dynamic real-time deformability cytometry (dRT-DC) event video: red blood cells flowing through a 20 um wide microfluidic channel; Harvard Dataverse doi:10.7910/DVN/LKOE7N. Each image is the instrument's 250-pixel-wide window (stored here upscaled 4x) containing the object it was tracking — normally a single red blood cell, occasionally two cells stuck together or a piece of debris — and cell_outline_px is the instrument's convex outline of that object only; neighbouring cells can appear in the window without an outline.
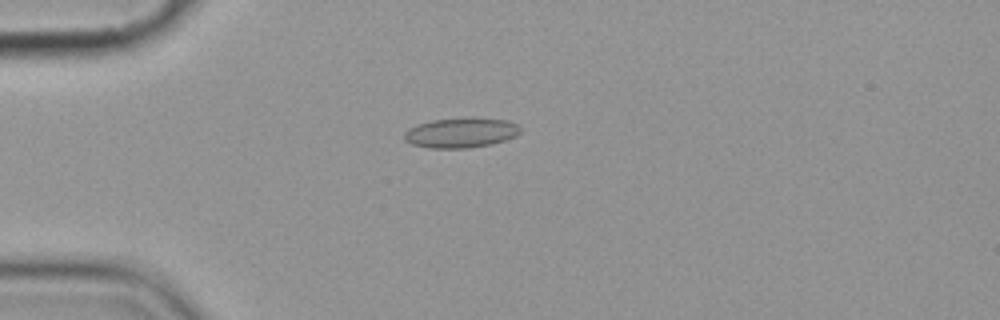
{"species": "common noctule bat (a hibernating species)", "species_latin": "Nyctalus noctula", "temperature_condition": "cold", "stored_images_in_passage": 7, "camera_frame_rate_fps": 3000, "um_per_image_px": 0.085, "animal": {"sex": "female", "body_mass_g": 19.9}, "frame": {"image": 1, "passage_image": 5, "time_ms": 4.667, "image_size_px": [1000, 320], "cell_outline_px": [[520, 132], [516, 136], [492, 144], [468, 148], [428, 148], [412, 144], [404, 140], [404, 132], [408, 128], [432, 120], [468, 116], [472, 116], [508, 120], [516, 124], [520, 128]], "centroid_in_image_um": [39.19, 11.26], "position_along_channel_um": 45.8, "area_um2": 20.63}}
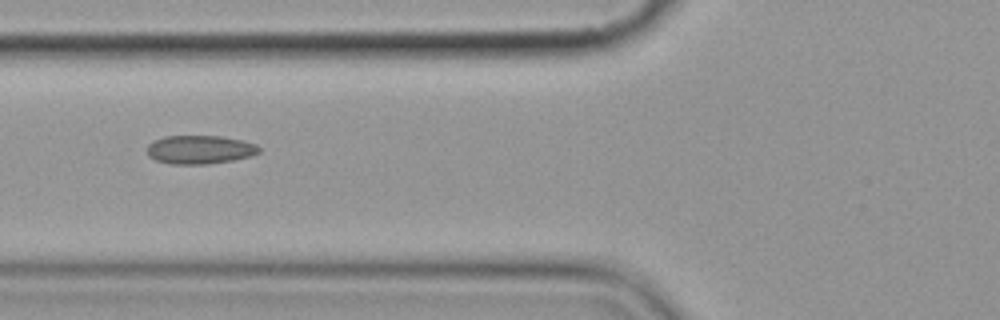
{"frame": {"image": 2, "passage_image": 7, "time_ms": 7.0, "image_size_px": [1000, 320], "cell_outline_px": [[260, 152], [252, 156], [232, 160], [208, 164], [172, 164], [156, 160], [148, 156], [148, 144], [152, 140], [164, 136], [220, 136], [240, 140], [256, 144], [260, 148]], "centroid_in_image_um": [16.97, 12.71], "position_along_channel_um": 108.8, "area_um2": 18.67}}